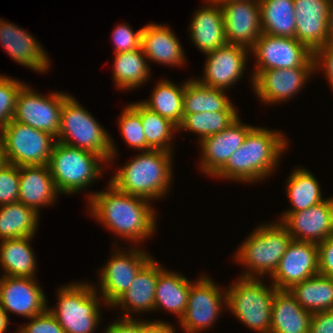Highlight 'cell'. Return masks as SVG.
Listing matches in <instances>:
<instances>
[{
  "instance_id": "obj_20",
  "label": "cell",
  "mask_w": 333,
  "mask_h": 333,
  "mask_svg": "<svg viewBox=\"0 0 333 333\" xmlns=\"http://www.w3.org/2000/svg\"><path fill=\"white\" fill-rule=\"evenodd\" d=\"M333 0H293L295 39L313 53L328 43L329 11Z\"/></svg>"
},
{
  "instance_id": "obj_46",
  "label": "cell",
  "mask_w": 333,
  "mask_h": 333,
  "mask_svg": "<svg viewBox=\"0 0 333 333\" xmlns=\"http://www.w3.org/2000/svg\"><path fill=\"white\" fill-rule=\"evenodd\" d=\"M308 333H333V310L313 313Z\"/></svg>"
},
{
  "instance_id": "obj_43",
  "label": "cell",
  "mask_w": 333,
  "mask_h": 333,
  "mask_svg": "<svg viewBox=\"0 0 333 333\" xmlns=\"http://www.w3.org/2000/svg\"><path fill=\"white\" fill-rule=\"evenodd\" d=\"M30 322L18 328L17 333H65L56 318L46 310L44 313L30 318Z\"/></svg>"
},
{
  "instance_id": "obj_31",
  "label": "cell",
  "mask_w": 333,
  "mask_h": 333,
  "mask_svg": "<svg viewBox=\"0 0 333 333\" xmlns=\"http://www.w3.org/2000/svg\"><path fill=\"white\" fill-rule=\"evenodd\" d=\"M142 48L116 53L113 62V81L120 90L139 88L147 82L150 74L148 60Z\"/></svg>"
},
{
  "instance_id": "obj_48",
  "label": "cell",
  "mask_w": 333,
  "mask_h": 333,
  "mask_svg": "<svg viewBox=\"0 0 333 333\" xmlns=\"http://www.w3.org/2000/svg\"><path fill=\"white\" fill-rule=\"evenodd\" d=\"M174 326L163 321H142V333H175Z\"/></svg>"
},
{
  "instance_id": "obj_11",
  "label": "cell",
  "mask_w": 333,
  "mask_h": 333,
  "mask_svg": "<svg viewBox=\"0 0 333 333\" xmlns=\"http://www.w3.org/2000/svg\"><path fill=\"white\" fill-rule=\"evenodd\" d=\"M199 278L191 283L186 311L178 321L185 333L207 330L219 319L221 310L227 308L226 289L220 290L206 275Z\"/></svg>"
},
{
  "instance_id": "obj_16",
  "label": "cell",
  "mask_w": 333,
  "mask_h": 333,
  "mask_svg": "<svg viewBox=\"0 0 333 333\" xmlns=\"http://www.w3.org/2000/svg\"><path fill=\"white\" fill-rule=\"evenodd\" d=\"M0 308L9 318L8 313H15L30 319L44 313L47 300L36 278L0 277Z\"/></svg>"
},
{
  "instance_id": "obj_40",
  "label": "cell",
  "mask_w": 333,
  "mask_h": 333,
  "mask_svg": "<svg viewBox=\"0 0 333 333\" xmlns=\"http://www.w3.org/2000/svg\"><path fill=\"white\" fill-rule=\"evenodd\" d=\"M25 84L0 75V131L13 119L18 93Z\"/></svg>"
},
{
  "instance_id": "obj_10",
  "label": "cell",
  "mask_w": 333,
  "mask_h": 333,
  "mask_svg": "<svg viewBox=\"0 0 333 333\" xmlns=\"http://www.w3.org/2000/svg\"><path fill=\"white\" fill-rule=\"evenodd\" d=\"M255 58L253 79L270 69L315 68L314 53L295 38L272 36L262 33L250 49Z\"/></svg>"
},
{
  "instance_id": "obj_33",
  "label": "cell",
  "mask_w": 333,
  "mask_h": 333,
  "mask_svg": "<svg viewBox=\"0 0 333 333\" xmlns=\"http://www.w3.org/2000/svg\"><path fill=\"white\" fill-rule=\"evenodd\" d=\"M289 292L308 312L333 310V278L316 275L295 284Z\"/></svg>"
},
{
  "instance_id": "obj_2",
  "label": "cell",
  "mask_w": 333,
  "mask_h": 333,
  "mask_svg": "<svg viewBox=\"0 0 333 333\" xmlns=\"http://www.w3.org/2000/svg\"><path fill=\"white\" fill-rule=\"evenodd\" d=\"M283 133L265 127H253L226 164L214 175L215 178L255 183L275 172L279 158L288 149ZM278 164V165H277Z\"/></svg>"
},
{
  "instance_id": "obj_1",
  "label": "cell",
  "mask_w": 333,
  "mask_h": 333,
  "mask_svg": "<svg viewBox=\"0 0 333 333\" xmlns=\"http://www.w3.org/2000/svg\"><path fill=\"white\" fill-rule=\"evenodd\" d=\"M107 186L105 191L89 194V214L115 236L130 241V244H139L151 238L157 228V214L150 201L121 192L111 183Z\"/></svg>"
},
{
  "instance_id": "obj_35",
  "label": "cell",
  "mask_w": 333,
  "mask_h": 333,
  "mask_svg": "<svg viewBox=\"0 0 333 333\" xmlns=\"http://www.w3.org/2000/svg\"><path fill=\"white\" fill-rule=\"evenodd\" d=\"M185 82L180 86L163 79L157 82L151 98L141 103L149 110L158 113L179 126L183 120V93Z\"/></svg>"
},
{
  "instance_id": "obj_30",
  "label": "cell",
  "mask_w": 333,
  "mask_h": 333,
  "mask_svg": "<svg viewBox=\"0 0 333 333\" xmlns=\"http://www.w3.org/2000/svg\"><path fill=\"white\" fill-rule=\"evenodd\" d=\"M224 92L225 90L205 86L196 78L185 81L183 114L238 111Z\"/></svg>"
},
{
  "instance_id": "obj_8",
  "label": "cell",
  "mask_w": 333,
  "mask_h": 333,
  "mask_svg": "<svg viewBox=\"0 0 333 333\" xmlns=\"http://www.w3.org/2000/svg\"><path fill=\"white\" fill-rule=\"evenodd\" d=\"M269 286L262 278L239 277L226 288L228 310L257 333L271 330L272 301L278 289L272 283Z\"/></svg>"
},
{
  "instance_id": "obj_22",
  "label": "cell",
  "mask_w": 333,
  "mask_h": 333,
  "mask_svg": "<svg viewBox=\"0 0 333 333\" xmlns=\"http://www.w3.org/2000/svg\"><path fill=\"white\" fill-rule=\"evenodd\" d=\"M0 42L6 53L19 64L37 73H45L50 68V59L39 41L28 31L1 19Z\"/></svg>"
},
{
  "instance_id": "obj_3",
  "label": "cell",
  "mask_w": 333,
  "mask_h": 333,
  "mask_svg": "<svg viewBox=\"0 0 333 333\" xmlns=\"http://www.w3.org/2000/svg\"><path fill=\"white\" fill-rule=\"evenodd\" d=\"M172 152L142 151L114 174L108 183L129 195L149 201L164 197L173 178Z\"/></svg>"
},
{
  "instance_id": "obj_36",
  "label": "cell",
  "mask_w": 333,
  "mask_h": 333,
  "mask_svg": "<svg viewBox=\"0 0 333 333\" xmlns=\"http://www.w3.org/2000/svg\"><path fill=\"white\" fill-rule=\"evenodd\" d=\"M292 172L285 186L292 208L285 212L303 211L325 200L318 180L310 171L299 167Z\"/></svg>"
},
{
  "instance_id": "obj_5",
  "label": "cell",
  "mask_w": 333,
  "mask_h": 333,
  "mask_svg": "<svg viewBox=\"0 0 333 333\" xmlns=\"http://www.w3.org/2000/svg\"><path fill=\"white\" fill-rule=\"evenodd\" d=\"M56 141L96 153L107 164L117 156L115 144L104 126L71 95L62 105Z\"/></svg>"
},
{
  "instance_id": "obj_41",
  "label": "cell",
  "mask_w": 333,
  "mask_h": 333,
  "mask_svg": "<svg viewBox=\"0 0 333 333\" xmlns=\"http://www.w3.org/2000/svg\"><path fill=\"white\" fill-rule=\"evenodd\" d=\"M19 166L6 164L0 169V206L18 202Z\"/></svg>"
},
{
  "instance_id": "obj_42",
  "label": "cell",
  "mask_w": 333,
  "mask_h": 333,
  "mask_svg": "<svg viewBox=\"0 0 333 333\" xmlns=\"http://www.w3.org/2000/svg\"><path fill=\"white\" fill-rule=\"evenodd\" d=\"M142 30L143 27L134 32L131 26L125 23L117 25L112 33L114 54L141 48Z\"/></svg>"
},
{
  "instance_id": "obj_18",
  "label": "cell",
  "mask_w": 333,
  "mask_h": 333,
  "mask_svg": "<svg viewBox=\"0 0 333 333\" xmlns=\"http://www.w3.org/2000/svg\"><path fill=\"white\" fill-rule=\"evenodd\" d=\"M227 44L249 50L262 34L259 0H238L220 4Z\"/></svg>"
},
{
  "instance_id": "obj_50",
  "label": "cell",
  "mask_w": 333,
  "mask_h": 333,
  "mask_svg": "<svg viewBox=\"0 0 333 333\" xmlns=\"http://www.w3.org/2000/svg\"><path fill=\"white\" fill-rule=\"evenodd\" d=\"M10 319L6 316V314L0 308V333H5L7 331V327H9Z\"/></svg>"
},
{
  "instance_id": "obj_28",
  "label": "cell",
  "mask_w": 333,
  "mask_h": 333,
  "mask_svg": "<svg viewBox=\"0 0 333 333\" xmlns=\"http://www.w3.org/2000/svg\"><path fill=\"white\" fill-rule=\"evenodd\" d=\"M191 283L181 273L168 271L159 264L154 311L163 308L167 312L176 315L178 320H180L187 308Z\"/></svg>"
},
{
  "instance_id": "obj_32",
  "label": "cell",
  "mask_w": 333,
  "mask_h": 333,
  "mask_svg": "<svg viewBox=\"0 0 333 333\" xmlns=\"http://www.w3.org/2000/svg\"><path fill=\"white\" fill-rule=\"evenodd\" d=\"M262 33L295 38L293 0H259Z\"/></svg>"
},
{
  "instance_id": "obj_24",
  "label": "cell",
  "mask_w": 333,
  "mask_h": 333,
  "mask_svg": "<svg viewBox=\"0 0 333 333\" xmlns=\"http://www.w3.org/2000/svg\"><path fill=\"white\" fill-rule=\"evenodd\" d=\"M141 48L151 62L172 67L184 66L186 58L179 39L164 24L149 23L143 27Z\"/></svg>"
},
{
  "instance_id": "obj_49",
  "label": "cell",
  "mask_w": 333,
  "mask_h": 333,
  "mask_svg": "<svg viewBox=\"0 0 333 333\" xmlns=\"http://www.w3.org/2000/svg\"><path fill=\"white\" fill-rule=\"evenodd\" d=\"M328 23V43H333V2L329 11Z\"/></svg>"
},
{
  "instance_id": "obj_27",
  "label": "cell",
  "mask_w": 333,
  "mask_h": 333,
  "mask_svg": "<svg viewBox=\"0 0 333 333\" xmlns=\"http://www.w3.org/2000/svg\"><path fill=\"white\" fill-rule=\"evenodd\" d=\"M312 313L289 290H277L272 301L270 333H308Z\"/></svg>"
},
{
  "instance_id": "obj_21",
  "label": "cell",
  "mask_w": 333,
  "mask_h": 333,
  "mask_svg": "<svg viewBox=\"0 0 333 333\" xmlns=\"http://www.w3.org/2000/svg\"><path fill=\"white\" fill-rule=\"evenodd\" d=\"M240 117L220 133L202 139L201 162L202 172L214 176L227 162L229 157L242 146L248 132L254 127L241 123Z\"/></svg>"
},
{
  "instance_id": "obj_25",
  "label": "cell",
  "mask_w": 333,
  "mask_h": 333,
  "mask_svg": "<svg viewBox=\"0 0 333 333\" xmlns=\"http://www.w3.org/2000/svg\"><path fill=\"white\" fill-rule=\"evenodd\" d=\"M206 2L204 7L195 12L189 26L192 42L203 54L227 44L221 6L211 0Z\"/></svg>"
},
{
  "instance_id": "obj_29",
  "label": "cell",
  "mask_w": 333,
  "mask_h": 333,
  "mask_svg": "<svg viewBox=\"0 0 333 333\" xmlns=\"http://www.w3.org/2000/svg\"><path fill=\"white\" fill-rule=\"evenodd\" d=\"M34 236L5 239L0 242V265L3 276L35 278L36 257L30 241Z\"/></svg>"
},
{
  "instance_id": "obj_38",
  "label": "cell",
  "mask_w": 333,
  "mask_h": 333,
  "mask_svg": "<svg viewBox=\"0 0 333 333\" xmlns=\"http://www.w3.org/2000/svg\"><path fill=\"white\" fill-rule=\"evenodd\" d=\"M238 111H217V112H200L193 114H183L182 123L178 126V132L190 131L196 133L198 140L220 133L239 115Z\"/></svg>"
},
{
  "instance_id": "obj_14",
  "label": "cell",
  "mask_w": 333,
  "mask_h": 333,
  "mask_svg": "<svg viewBox=\"0 0 333 333\" xmlns=\"http://www.w3.org/2000/svg\"><path fill=\"white\" fill-rule=\"evenodd\" d=\"M318 274V244L292 240L270 277L278 290H289Z\"/></svg>"
},
{
  "instance_id": "obj_15",
  "label": "cell",
  "mask_w": 333,
  "mask_h": 333,
  "mask_svg": "<svg viewBox=\"0 0 333 333\" xmlns=\"http://www.w3.org/2000/svg\"><path fill=\"white\" fill-rule=\"evenodd\" d=\"M279 222L296 241L320 243L333 235V197L298 212H283Z\"/></svg>"
},
{
  "instance_id": "obj_12",
  "label": "cell",
  "mask_w": 333,
  "mask_h": 333,
  "mask_svg": "<svg viewBox=\"0 0 333 333\" xmlns=\"http://www.w3.org/2000/svg\"><path fill=\"white\" fill-rule=\"evenodd\" d=\"M31 88L25 84L19 91L13 120L50 133L56 138L62 105L70 95L60 91L46 96Z\"/></svg>"
},
{
  "instance_id": "obj_47",
  "label": "cell",
  "mask_w": 333,
  "mask_h": 333,
  "mask_svg": "<svg viewBox=\"0 0 333 333\" xmlns=\"http://www.w3.org/2000/svg\"><path fill=\"white\" fill-rule=\"evenodd\" d=\"M105 333H142V320L119 317L106 327Z\"/></svg>"
},
{
  "instance_id": "obj_51",
  "label": "cell",
  "mask_w": 333,
  "mask_h": 333,
  "mask_svg": "<svg viewBox=\"0 0 333 333\" xmlns=\"http://www.w3.org/2000/svg\"><path fill=\"white\" fill-rule=\"evenodd\" d=\"M6 164H8L4 147L0 142V169H2Z\"/></svg>"
},
{
  "instance_id": "obj_23",
  "label": "cell",
  "mask_w": 333,
  "mask_h": 333,
  "mask_svg": "<svg viewBox=\"0 0 333 333\" xmlns=\"http://www.w3.org/2000/svg\"><path fill=\"white\" fill-rule=\"evenodd\" d=\"M152 257L137 273L131 286L110 307L124 309L121 318H133L130 313L154 311L159 262Z\"/></svg>"
},
{
  "instance_id": "obj_44",
  "label": "cell",
  "mask_w": 333,
  "mask_h": 333,
  "mask_svg": "<svg viewBox=\"0 0 333 333\" xmlns=\"http://www.w3.org/2000/svg\"><path fill=\"white\" fill-rule=\"evenodd\" d=\"M315 71L323 69L333 90V43H327L314 52Z\"/></svg>"
},
{
  "instance_id": "obj_4",
  "label": "cell",
  "mask_w": 333,
  "mask_h": 333,
  "mask_svg": "<svg viewBox=\"0 0 333 333\" xmlns=\"http://www.w3.org/2000/svg\"><path fill=\"white\" fill-rule=\"evenodd\" d=\"M292 240L287 228L279 221L259 225L239 245L235 254V260L247 269L240 277L263 279L266 274L271 276Z\"/></svg>"
},
{
  "instance_id": "obj_45",
  "label": "cell",
  "mask_w": 333,
  "mask_h": 333,
  "mask_svg": "<svg viewBox=\"0 0 333 333\" xmlns=\"http://www.w3.org/2000/svg\"><path fill=\"white\" fill-rule=\"evenodd\" d=\"M319 274L333 278V235L318 243Z\"/></svg>"
},
{
  "instance_id": "obj_52",
  "label": "cell",
  "mask_w": 333,
  "mask_h": 333,
  "mask_svg": "<svg viewBox=\"0 0 333 333\" xmlns=\"http://www.w3.org/2000/svg\"><path fill=\"white\" fill-rule=\"evenodd\" d=\"M211 1L216 3V4H223L225 2L238 1V0H211Z\"/></svg>"
},
{
  "instance_id": "obj_6",
  "label": "cell",
  "mask_w": 333,
  "mask_h": 333,
  "mask_svg": "<svg viewBox=\"0 0 333 333\" xmlns=\"http://www.w3.org/2000/svg\"><path fill=\"white\" fill-rule=\"evenodd\" d=\"M100 163L106 161L96 153L56 141L48 166L58 193L75 194L103 174Z\"/></svg>"
},
{
  "instance_id": "obj_17",
  "label": "cell",
  "mask_w": 333,
  "mask_h": 333,
  "mask_svg": "<svg viewBox=\"0 0 333 333\" xmlns=\"http://www.w3.org/2000/svg\"><path fill=\"white\" fill-rule=\"evenodd\" d=\"M249 49L234 44H226L207 54L203 78L196 79L199 83L221 90L240 81L246 69Z\"/></svg>"
},
{
  "instance_id": "obj_13",
  "label": "cell",
  "mask_w": 333,
  "mask_h": 333,
  "mask_svg": "<svg viewBox=\"0 0 333 333\" xmlns=\"http://www.w3.org/2000/svg\"><path fill=\"white\" fill-rule=\"evenodd\" d=\"M132 246L127 252L115 247L114 254L99 270L100 297L109 307L129 289L137 273L152 258L148 252L140 250L138 245Z\"/></svg>"
},
{
  "instance_id": "obj_34",
  "label": "cell",
  "mask_w": 333,
  "mask_h": 333,
  "mask_svg": "<svg viewBox=\"0 0 333 333\" xmlns=\"http://www.w3.org/2000/svg\"><path fill=\"white\" fill-rule=\"evenodd\" d=\"M39 216L21 202L0 206V240L35 236Z\"/></svg>"
},
{
  "instance_id": "obj_39",
  "label": "cell",
  "mask_w": 333,
  "mask_h": 333,
  "mask_svg": "<svg viewBox=\"0 0 333 333\" xmlns=\"http://www.w3.org/2000/svg\"><path fill=\"white\" fill-rule=\"evenodd\" d=\"M122 111L118 127L124 142L133 149L147 151V142L140 117V101L126 105Z\"/></svg>"
},
{
  "instance_id": "obj_7",
  "label": "cell",
  "mask_w": 333,
  "mask_h": 333,
  "mask_svg": "<svg viewBox=\"0 0 333 333\" xmlns=\"http://www.w3.org/2000/svg\"><path fill=\"white\" fill-rule=\"evenodd\" d=\"M98 288L86 283H68L58 289L57 305L47 310L65 333H94L102 313Z\"/></svg>"
},
{
  "instance_id": "obj_19",
  "label": "cell",
  "mask_w": 333,
  "mask_h": 333,
  "mask_svg": "<svg viewBox=\"0 0 333 333\" xmlns=\"http://www.w3.org/2000/svg\"><path fill=\"white\" fill-rule=\"evenodd\" d=\"M315 68H287L261 71L253 79V90L267 105L285 102L304 87Z\"/></svg>"
},
{
  "instance_id": "obj_37",
  "label": "cell",
  "mask_w": 333,
  "mask_h": 333,
  "mask_svg": "<svg viewBox=\"0 0 333 333\" xmlns=\"http://www.w3.org/2000/svg\"><path fill=\"white\" fill-rule=\"evenodd\" d=\"M140 117L147 142V151L163 150L172 152L174 132H178V126L169 119L149 110L140 102Z\"/></svg>"
},
{
  "instance_id": "obj_26",
  "label": "cell",
  "mask_w": 333,
  "mask_h": 333,
  "mask_svg": "<svg viewBox=\"0 0 333 333\" xmlns=\"http://www.w3.org/2000/svg\"><path fill=\"white\" fill-rule=\"evenodd\" d=\"M18 202L34 209L39 214V208L53 206L59 194L48 165L19 166Z\"/></svg>"
},
{
  "instance_id": "obj_9",
  "label": "cell",
  "mask_w": 333,
  "mask_h": 333,
  "mask_svg": "<svg viewBox=\"0 0 333 333\" xmlns=\"http://www.w3.org/2000/svg\"><path fill=\"white\" fill-rule=\"evenodd\" d=\"M8 163L17 166L48 165L56 138L45 131L14 121L0 131Z\"/></svg>"
}]
</instances>
